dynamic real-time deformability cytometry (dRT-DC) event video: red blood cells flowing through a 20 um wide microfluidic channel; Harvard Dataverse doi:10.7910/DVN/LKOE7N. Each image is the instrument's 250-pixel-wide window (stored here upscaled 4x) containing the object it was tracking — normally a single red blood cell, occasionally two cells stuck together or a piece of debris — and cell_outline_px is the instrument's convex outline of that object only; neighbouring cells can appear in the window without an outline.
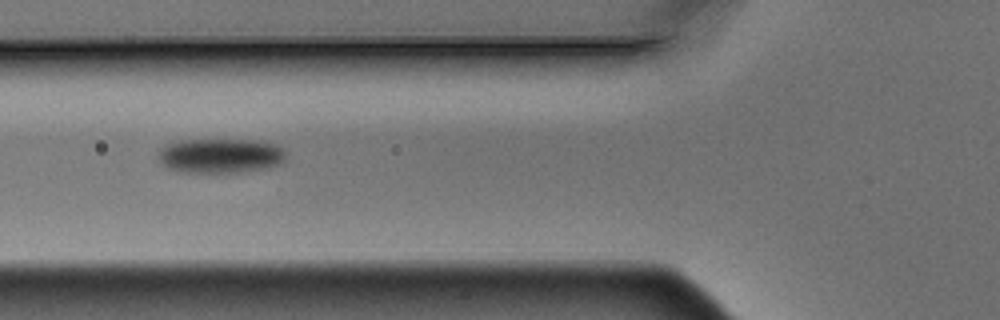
{"species": "Egyptian fruit bat (a non-hibernating species)", "species_latin": "Rousettus aegyptiacus", "temperature_condition": "warm", "stored_images_in_passage": 8, "camera_frame_rate_fps": 3000, "um_per_image_px": 0.085, "animal": {"sex": "male"}, "frame": {"image": 1, "passage_image": 5, "time_ms": 1.333, "image_size_px": [1000, 320], "cell_outline_px": [[288, 152], [284, 160], [280, 164], [268, 168], [244, 172], [184, 172], [168, 168], [160, 160], [160, 148], [164, 144], [184, 140], [260, 140], [276, 144], [284, 148]], "centroid_in_image_um": [18.82, 13.23], "position_along_channel_um": 107.0, "area_um2": 25.95}}
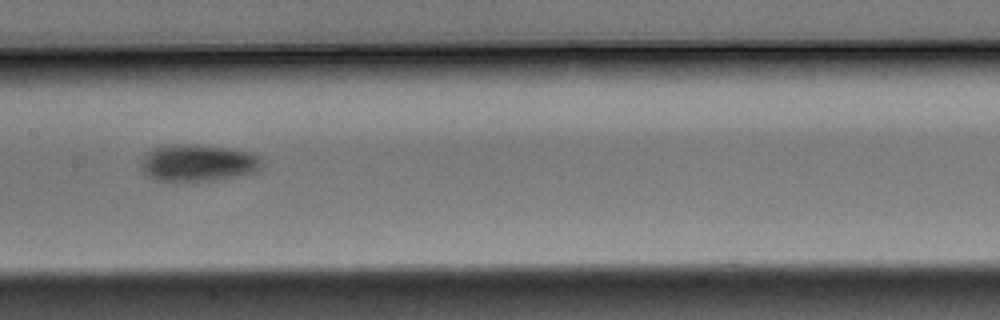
{"frame": {"image": 2, "passage_image": 7, "time_ms": 2.0, "image_size_px": [1000, 320], "cell_outline_px": [[256, 168], [252, 172], [236, 176], [196, 184], [156, 180], [148, 176], [144, 172], [140, 164], [144, 156], [152, 148], [160, 144], [196, 144], [232, 148], [248, 152], [256, 156]], "centroid_in_image_um": [16.67, 13.86], "position_along_channel_um": 190.7, "area_um2": 26.3}}
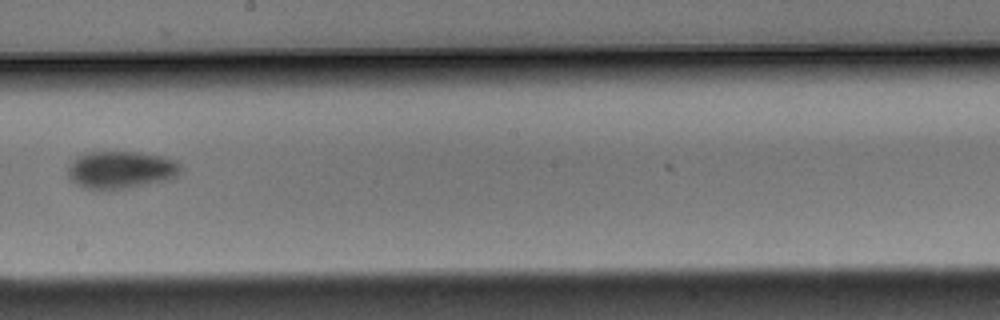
{"frame": {"image": 3, "passage_image": 8, "time_ms": 2.333, "image_size_px": [1000, 320], "cell_outline_px": [[180, 172], [176, 176], [168, 180], [148, 184], [124, 188], [84, 188], [68, 180], [68, 168], [72, 160], [88, 152], [140, 152], [164, 156], [176, 160], [180, 164]], "centroid_in_image_um": [10.29, 14.42], "position_along_channel_um": 237.9, "area_um2": 24.51}}